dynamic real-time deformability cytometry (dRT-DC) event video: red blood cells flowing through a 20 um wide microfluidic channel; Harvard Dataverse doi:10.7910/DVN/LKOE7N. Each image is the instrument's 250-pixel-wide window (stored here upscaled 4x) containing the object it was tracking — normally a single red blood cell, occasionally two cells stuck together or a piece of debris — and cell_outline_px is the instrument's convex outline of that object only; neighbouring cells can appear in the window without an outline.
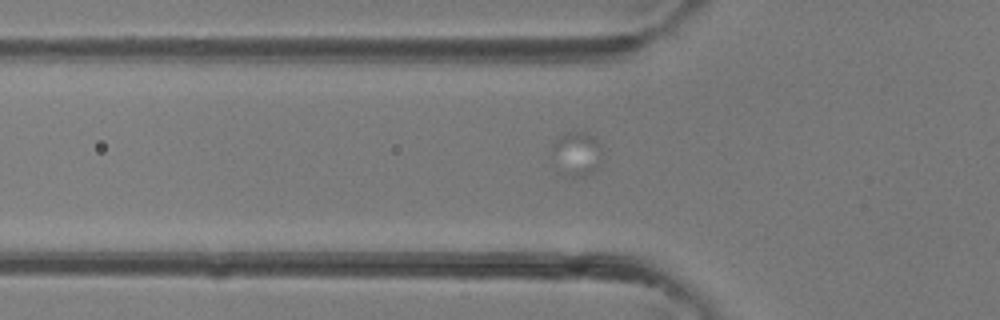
{"species": "common noctule bat (a hibernating species)", "species_latin": "Nyctalus noctula", "temperature_condition": "room temperature", "stored_images_in_passage": 18, "segment_of_instrument_passage": [1, 2], "camera_frame_rate_fps": 3000, "um_per_image_px": 0.085, "animal": {"sex": "female"}, "frame": {"image": 1, "passage_image": 2, "time_ms": 0.333, "image_size_px": [1000, 320], "cell_outline_px": [[600, 164], [596, 168], [584, 176], [572, 176], [552, 152], [552, 144], [556, 136], [564, 132], [588, 132], [596, 136], [600, 144]], "centroid_in_image_um": [49.09, 12.93], "position_along_channel_um": 76.7, "area_um2": 12.2}}
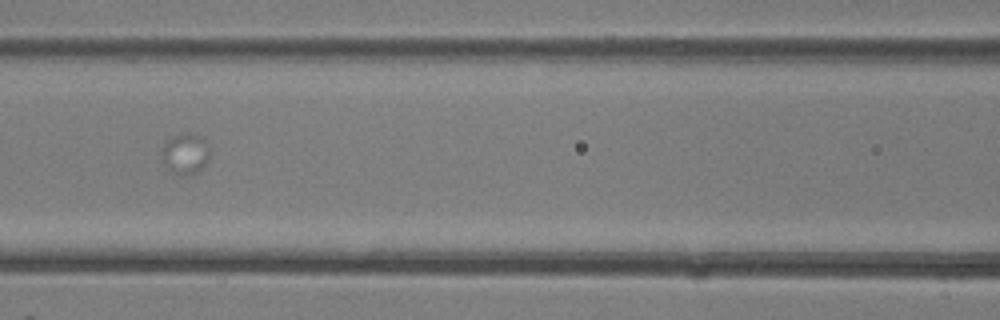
{"frame": {"image": 2, "passage_image": 7, "time_ms": 2.0, "image_size_px": [1000, 320], "cell_outline_px": [[208, 160], [200, 172], [188, 176], [180, 176], [172, 172], [168, 168], [160, 152], [160, 148], [164, 140], [172, 136], [184, 132], [196, 132], [204, 136], [208, 144]], "centroid_in_image_um": [15.75, 13.03], "position_along_channel_um": 150.8, "area_um2": 12.08}}
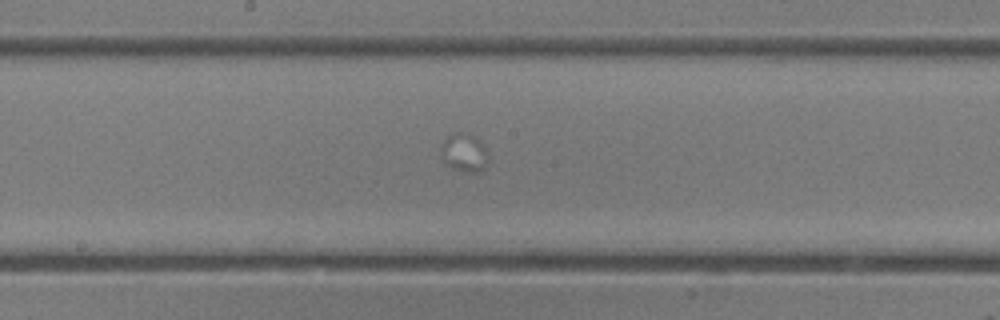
{"frame": {"image": 3, "passage_image": 11, "time_ms": 3.333, "image_size_px": [1000, 320], "cell_outline_px": [[488, 160], [484, 168], [480, 172], [468, 172], [452, 168], [444, 160], [440, 152], [440, 148], [444, 140], [452, 132], [460, 132], [476, 136], [484, 144], [488, 152]], "centroid_in_image_um": [39.48, 12.95], "position_along_channel_um": 208.7, "area_um2": 10.69}}